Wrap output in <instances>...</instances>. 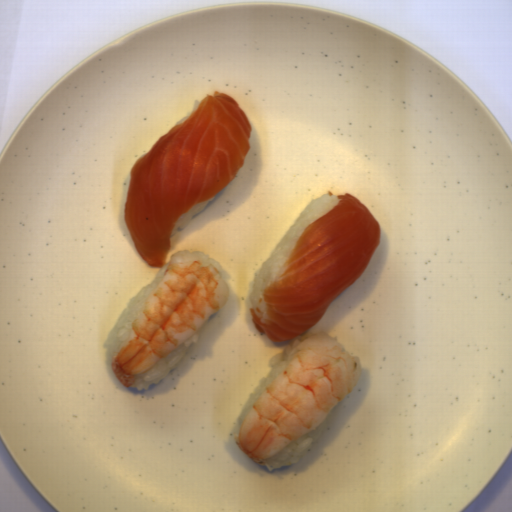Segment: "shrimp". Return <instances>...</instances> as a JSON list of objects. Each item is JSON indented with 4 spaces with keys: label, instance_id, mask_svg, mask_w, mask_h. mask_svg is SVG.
<instances>
[{
    "label": "shrimp",
    "instance_id": "obj_1",
    "mask_svg": "<svg viewBox=\"0 0 512 512\" xmlns=\"http://www.w3.org/2000/svg\"><path fill=\"white\" fill-rule=\"evenodd\" d=\"M362 368L340 343L322 331L302 341L279 374L247 411L237 446L265 466L273 457L326 420L355 389Z\"/></svg>",
    "mask_w": 512,
    "mask_h": 512
},
{
    "label": "shrimp",
    "instance_id": "obj_2",
    "mask_svg": "<svg viewBox=\"0 0 512 512\" xmlns=\"http://www.w3.org/2000/svg\"><path fill=\"white\" fill-rule=\"evenodd\" d=\"M230 289L210 264L187 250L169 264L114 353L111 371L125 387L199 331L224 308Z\"/></svg>",
    "mask_w": 512,
    "mask_h": 512
}]
</instances>
